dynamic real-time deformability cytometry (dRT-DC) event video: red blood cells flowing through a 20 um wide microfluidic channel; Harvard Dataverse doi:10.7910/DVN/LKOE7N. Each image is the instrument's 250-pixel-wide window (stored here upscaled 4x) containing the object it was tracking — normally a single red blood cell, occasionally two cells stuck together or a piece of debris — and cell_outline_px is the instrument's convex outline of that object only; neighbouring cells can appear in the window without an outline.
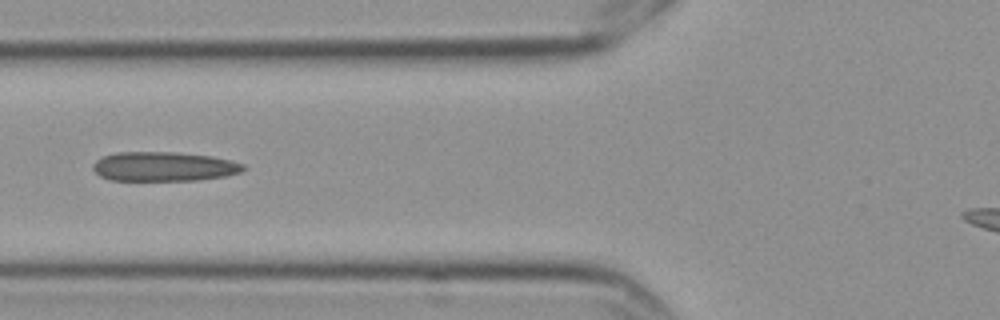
{"species": "Egyptian fruit bat (a non-hibernating species)", "species_latin": "Rousettus aegyptiacus", "temperature_condition": "cold", "stored_images_in_passage": 7, "camera_frame_rate_fps": 3000, "um_per_image_px": 0.085, "frame": {"image": 1, "passage_image": 5, "time_ms": 1.333, "image_size_px": [1000, 320], "cell_outline_px": [[248, 168], [240, 172], [224, 176], [196, 180], [108, 180], [100, 176], [92, 168], [92, 164], [96, 160], [104, 156], [116, 152], [176, 152], [212, 156], [244, 164]], "centroid_in_image_um": [13.91, 14.15], "position_along_channel_um": 111.9, "area_um2": 25.72}}
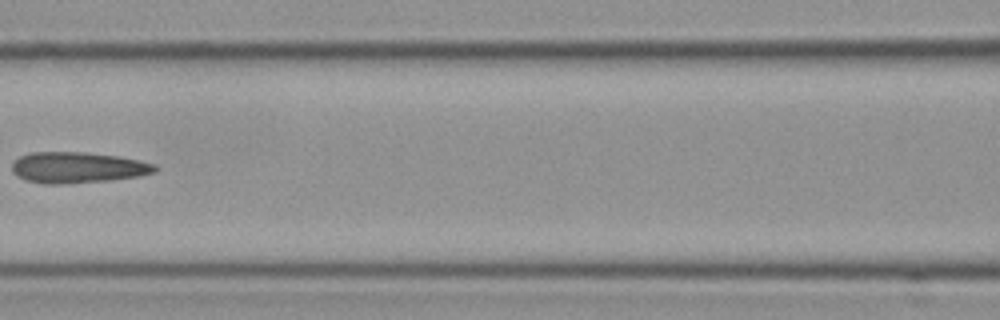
{"frame": {"image": 2, "passage_image": 6, "time_ms": 1.667, "image_size_px": [1000, 320], "cell_outline_px": [[156, 168], [152, 172], [136, 176], [108, 180], [64, 184], [44, 184], [24, 180], [16, 176], [12, 172], [12, 164], [20, 156], [32, 152], [84, 152], [116, 156], [136, 160], [152, 164]], "centroid_in_image_um": [6.48, 14.24], "position_along_channel_um": 160.1, "area_um2": 25.43}}
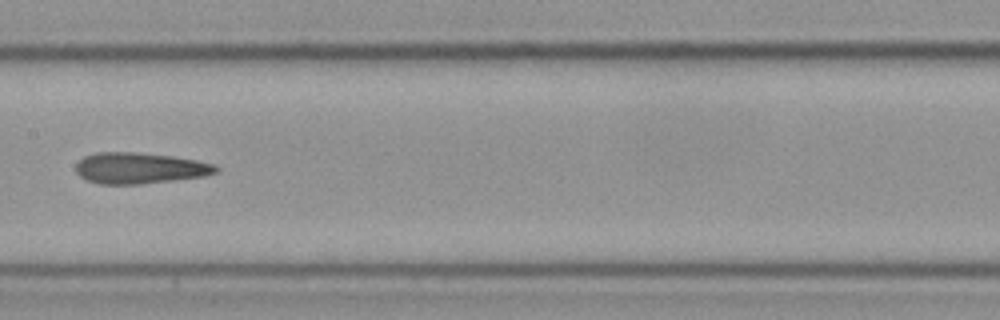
{"frame": {"image": 3, "passage_image": 7, "time_ms": 2.0, "image_size_px": [1000, 320], "cell_outline_px": [[220, 168], [216, 172], [204, 176], [176, 180], [140, 184], [100, 184], [88, 180], [80, 176], [76, 172], [76, 164], [84, 156], [96, 152], [136, 152], [172, 156], [196, 160], [216, 164]], "centroid_in_image_um": [11.89, 14.29], "position_along_channel_um": 195.5, "area_um2": 25.43}}